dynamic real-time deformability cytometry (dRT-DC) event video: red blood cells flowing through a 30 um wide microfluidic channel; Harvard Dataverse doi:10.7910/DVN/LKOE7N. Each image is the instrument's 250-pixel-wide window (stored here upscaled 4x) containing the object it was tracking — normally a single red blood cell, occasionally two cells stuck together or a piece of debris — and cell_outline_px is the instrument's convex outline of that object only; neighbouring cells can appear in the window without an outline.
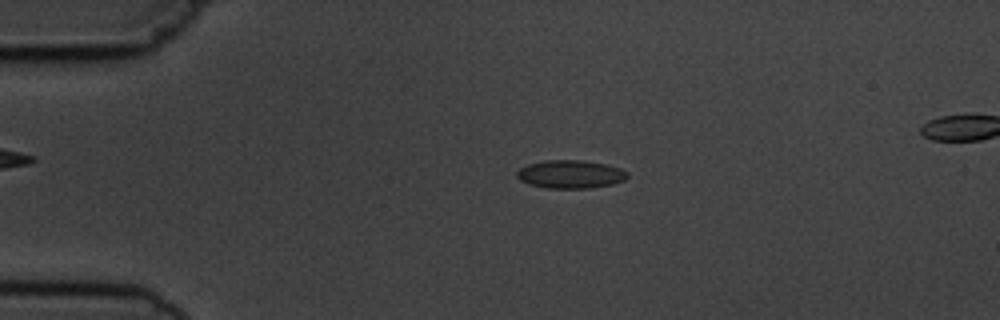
{"species": "common noctule bat (a hibernating species)", "species_latin": "Nyctalus noctula", "temperature_condition": "cold", "stored_images_in_passage": 4, "segment_of_instrument_passage": [1, 2], "camera_frame_rate_fps": 3000, "um_per_image_px": 0.085, "animal": {"sex": "male", "body_mass_g": 19.5, "forearm_length_mm": 54.6}, "frame": {"image": 1, "passage_image": 2, "time_ms": 2.0, "image_size_px": [1000, 320], "cell_outline_px": [[628, 176], [624, 180], [612, 184], [588, 188], [548, 188], [528, 184], [520, 180], [516, 176], [516, 172], [520, 168], [528, 164], [544, 160], [584, 160], [608, 164], [620, 168], [628, 172]], "centroid_in_image_um": [48.49, 14.8], "position_along_channel_um": 36.5, "area_um2": 18.26}}